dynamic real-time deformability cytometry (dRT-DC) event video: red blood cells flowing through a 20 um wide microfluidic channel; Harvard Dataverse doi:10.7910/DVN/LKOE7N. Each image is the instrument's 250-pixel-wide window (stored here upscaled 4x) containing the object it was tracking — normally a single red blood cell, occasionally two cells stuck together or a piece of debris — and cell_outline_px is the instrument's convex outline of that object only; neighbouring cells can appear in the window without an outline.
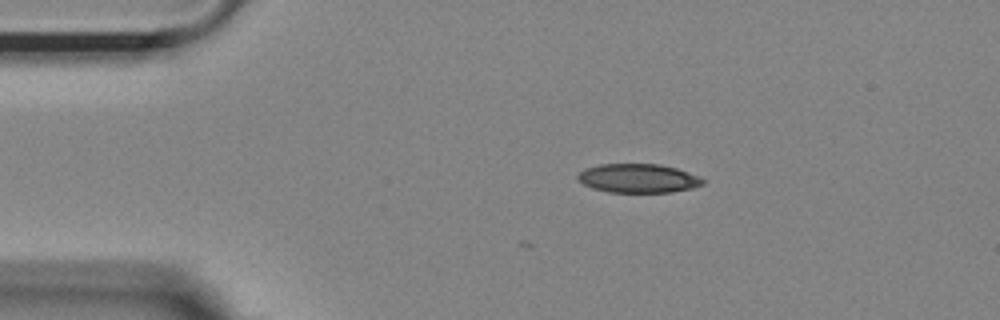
{"species": "Egyptian fruit bat (a non-hibernating species)", "species_latin": "Rousettus aegyptiacus", "temperature_condition": "room temperature", "stored_images_in_passage": 5, "camera_frame_rate_fps": 3000, "um_per_image_px": 0.085, "animal": {"sex": "female"}, "frame": {"image": 1, "passage_image": 1, "time_ms": 0.0, "image_size_px": [1000, 320], "cell_outline_px": [[704, 184], [692, 188], [672, 192], [608, 192], [592, 188], [584, 184], [576, 176], [584, 168], [600, 164], [660, 164], [676, 168], [700, 176], [704, 180]], "centroid_in_image_um": [54.26, 15.15], "position_along_channel_um": 30.7, "area_um2": 21.1}}